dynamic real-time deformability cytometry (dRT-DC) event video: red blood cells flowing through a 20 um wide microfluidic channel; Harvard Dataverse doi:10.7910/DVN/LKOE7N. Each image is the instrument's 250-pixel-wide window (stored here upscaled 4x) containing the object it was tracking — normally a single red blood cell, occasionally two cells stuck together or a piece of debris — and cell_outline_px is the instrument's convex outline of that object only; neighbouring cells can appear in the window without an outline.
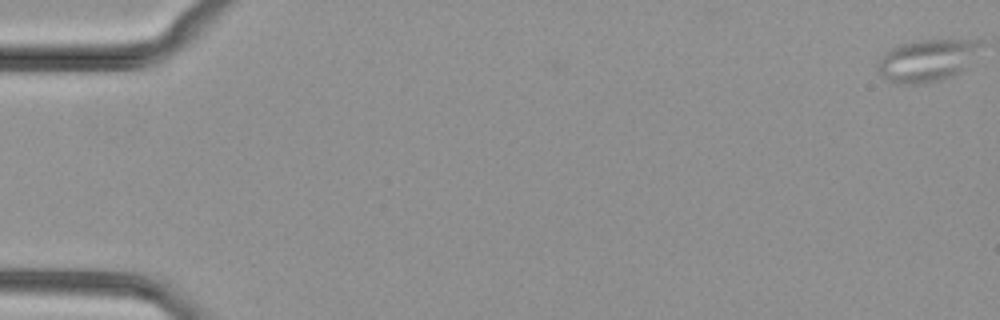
{"species": "common noctule bat (a hibernating species)", "species_latin": "Nyctalus noctula", "temperature_condition": "cold", "stored_images_in_passage": 51, "segment_of_instrument_passage": [1, 2], "camera_frame_rate_fps": 3000, "um_per_image_px": 0.085, "animal": {"sex": "female", "body_mass_g": 29.2, "forearm_length_mm": 56.3}, "frame": {"image": 1, "passage_image": 1, "time_ms": 0.0, "image_size_px": [1000, 320], "cell_outline_px": [[980, 44], [964, 68], [952, 76], [940, 80], [920, 84], [896, 84], [880, 76], [876, 72], [876, 64], [880, 56], [884, 52], [900, 44], [920, 40], [980, 40]], "centroid_in_image_um": [78.65, 5.15], "position_along_channel_um": 6.3, "area_um2": 25.03}}
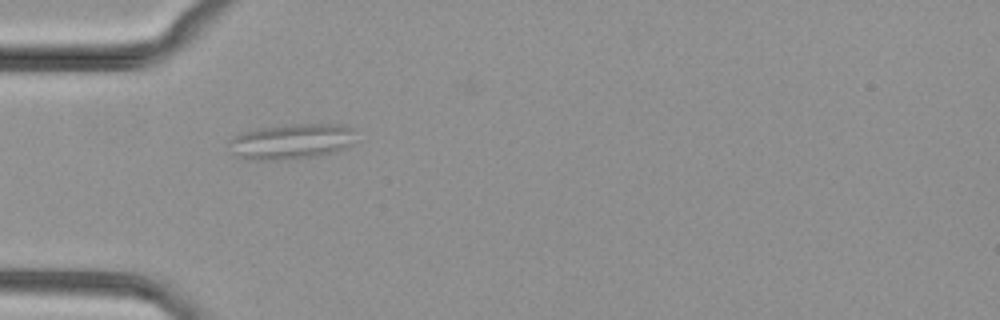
{"frame": {"image": 2, "passage_image": 17, "time_ms": 5.333, "image_size_px": [1000, 320], "cell_outline_px": [[360, 140], [336, 152], [312, 156], [276, 160], [256, 160], [232, 156], [228, 140], [240, 132], [256, 128], [284, 124], [344, 124], [352, 128]], "centroid_in_image_um": [24.78, 12.0], "position_along_channel_um": 60.2, "area_um2": 26.82}}